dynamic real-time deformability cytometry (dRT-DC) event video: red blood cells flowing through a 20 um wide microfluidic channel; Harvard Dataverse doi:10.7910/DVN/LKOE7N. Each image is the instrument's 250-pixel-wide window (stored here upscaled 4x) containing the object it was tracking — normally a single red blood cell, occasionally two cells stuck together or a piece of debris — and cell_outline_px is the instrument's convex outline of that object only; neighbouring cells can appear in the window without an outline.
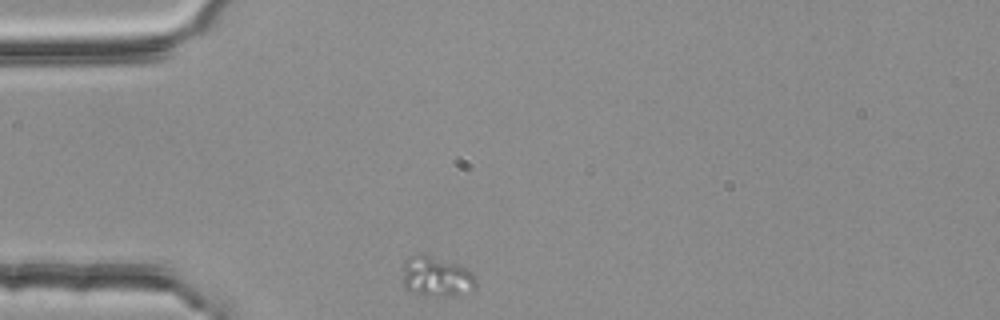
{"species": "common noctule bat (a hibernating species)", "species_latin": "Nyctalus noctula", "temperature_condition": "room temperature", "stored_images_in_passage": 3, "camera_frame_rate_fps": 3000, "um_per_image_px": 0.085, "animal": {"sex": "female", "body_mass_g": 25.1}, "frame": {"image": 1, "passage_image": 1, "time_ms": 0.0, "image_size_px": [1000, 320], "cell_outline_px": [[476, 288], [460, 296], [428, 296], [404, 288], [404, 260], [408, 256], [420, 252], [456, 264], [472, 272], [476, 276]], "centroid_in_image_um": [37.12, 23.51], "position_along_channel_um": 47.9, "area_um2": 17.34}}